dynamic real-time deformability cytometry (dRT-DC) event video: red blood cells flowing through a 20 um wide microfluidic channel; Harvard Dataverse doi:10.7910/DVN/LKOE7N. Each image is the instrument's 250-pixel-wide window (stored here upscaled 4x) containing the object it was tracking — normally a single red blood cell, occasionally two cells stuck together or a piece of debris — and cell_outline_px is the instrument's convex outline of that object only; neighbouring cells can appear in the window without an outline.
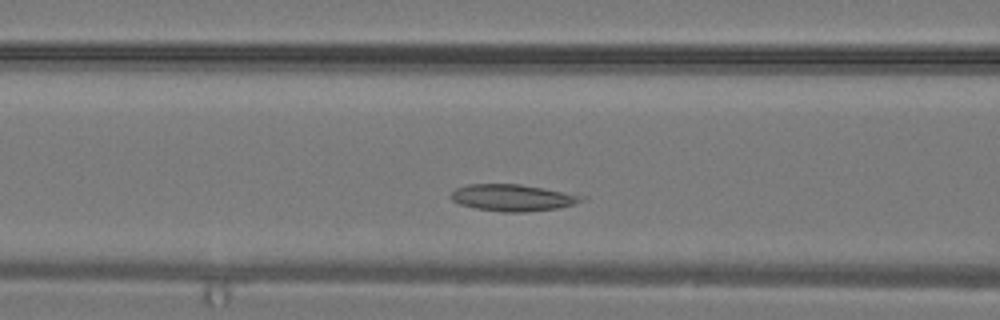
{"species": "common noctule bat (a hibernating species)", "species_latin": "Nyctalus noctula", "temperature_condition": "warm", "stored_images_in_passage": 25, "camera_frame_rate_fps": 3000, "um_per_image_px": 0.085, "animal": {"sex": "male", "body_mass_g": 19.2, "forearm_length_mm": 51.8}, "frame": {"image": 1, "passage_image": 6, "time_ms": 1.667, "image_size_px": [1000, 320], "cell_outline_px": [[588, 196], [576, 204], [556, 208], [524, 212], [504, 212], [476, 208], [460, 204], [452, 200], [452, 192], [456, 188], [468, 184], [520, 184], [544, 188]], "centroid_in_image_um": [43.61, 16.8], "position_along_channel_um": 123.0, "area_um2": 20.23}}
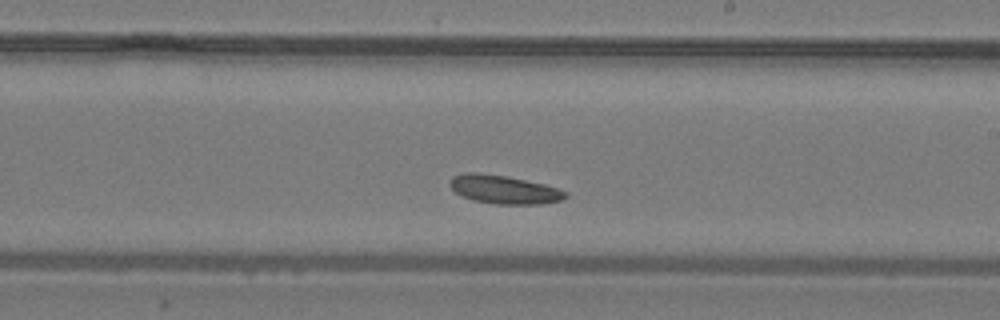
{"frame": {"image": 2, "passage_image": 12, "time_ms": 3.667, "image_size_px": [1000, 320], "cell_outline_px": [[568, 196], [560, 200], [540, 204], [496, 204], [472, 200], [460, 196], [448, 184], [452, 176], [464, 172], [480, 172], [508, 176], [544, 184], [568, 192]], "centroid_in_image_um": [42.8, 16.1], "position_along_channel_um": 246.2, "area_um2": 19.36}}
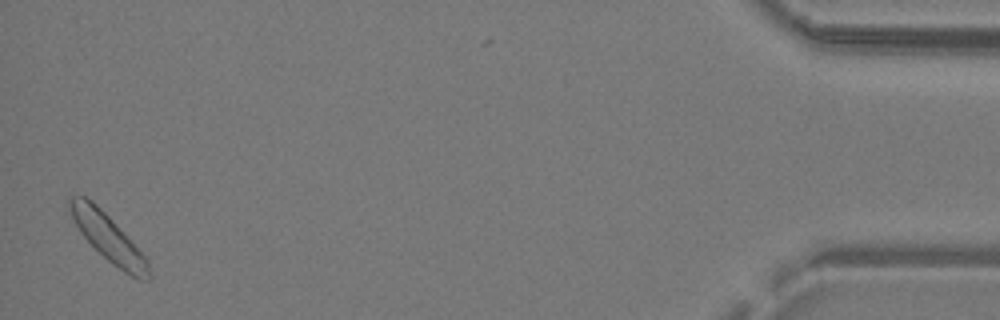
{"frame": {"image": 3, "passage_image": 25, "time_ms": 8.0, "image_size_px": [1000, 320], "cell_outline_px": [[152, 276], [148, 280], [140, 280], [124, 272], [112, 264], [80, 232], [72, 220], [68, 208], [68, 196], [84, 196], [92, 200], [112, 220], [148, 260]], "centroid_in_image_um": [9.18, 20.2], "position_along_channel_um": 426.0, "area_um2": 21.33}}